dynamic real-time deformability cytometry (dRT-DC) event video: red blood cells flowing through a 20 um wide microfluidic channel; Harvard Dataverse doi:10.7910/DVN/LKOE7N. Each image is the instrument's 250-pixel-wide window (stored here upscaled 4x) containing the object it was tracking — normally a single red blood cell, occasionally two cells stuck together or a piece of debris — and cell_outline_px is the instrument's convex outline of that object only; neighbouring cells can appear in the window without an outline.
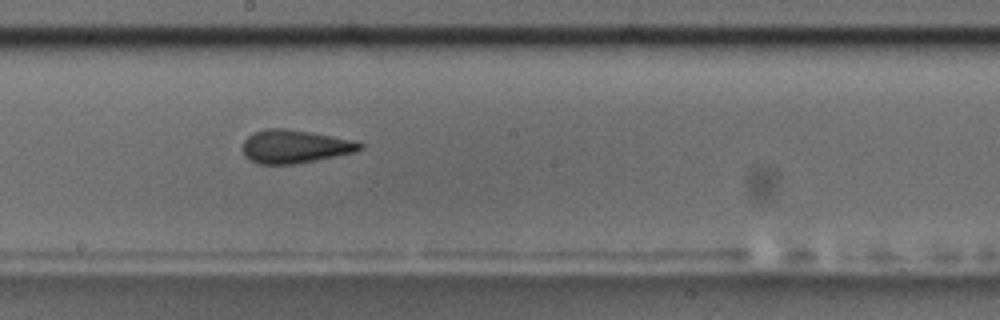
{"species": "common noctule bat (a hibernating species)", "species_latin": "Nyctalus noctula", "temperature_condition": "room temperature", "stored_images_in_passage": 11, "camera_frame_rate_fps": 3000, "um_per_image_px": 0.085, "animal": {"sex": "male", "body_mass_g": 17.5, "forearm_length_mm": 52.3}, "frame": {"image": 1, "passage_image": 10, "time_ms": 11.0, "image_size_px": [1000, 320], "cell_outline_px": [[364, 148], [356, 152], [296, 164], [260, 164], [244, 156], [244, 140], [252, 132], [264, 128], [284, 128], [332, 136], [352, 140], [364, 144]], "centroid_in_image_um": [25.06, 12.45], "position_along_channel_um": 223.1, "area_um2": 22.66}}
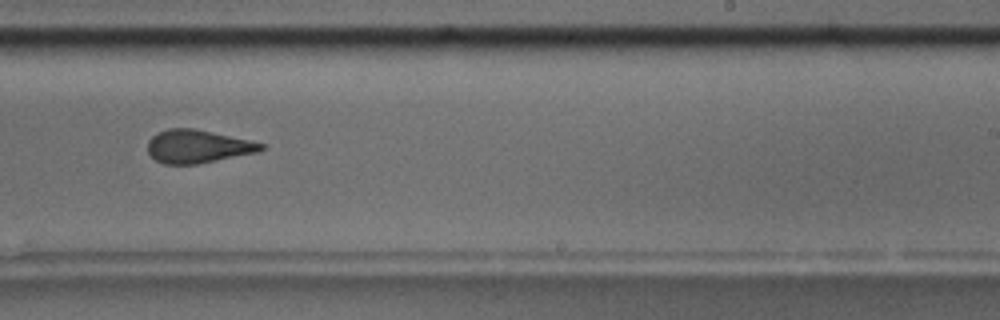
{"frame": {"image": 2, "passage_image": 11, "time_ms": 12.333, "image_size_px": [1000, 320], "cell_outline_px": [[264, 148], [260, 152], [196, 164], [164, 164], [156, 160], [148, 152], [148, 140], [156, 132], [168, 128], [196, 128], [248, 140], [264, 144]], "centroid_in_image_um": [16.79, 12.44], "position_along_channel_um": 272.2, "area_um2": 21.91}}